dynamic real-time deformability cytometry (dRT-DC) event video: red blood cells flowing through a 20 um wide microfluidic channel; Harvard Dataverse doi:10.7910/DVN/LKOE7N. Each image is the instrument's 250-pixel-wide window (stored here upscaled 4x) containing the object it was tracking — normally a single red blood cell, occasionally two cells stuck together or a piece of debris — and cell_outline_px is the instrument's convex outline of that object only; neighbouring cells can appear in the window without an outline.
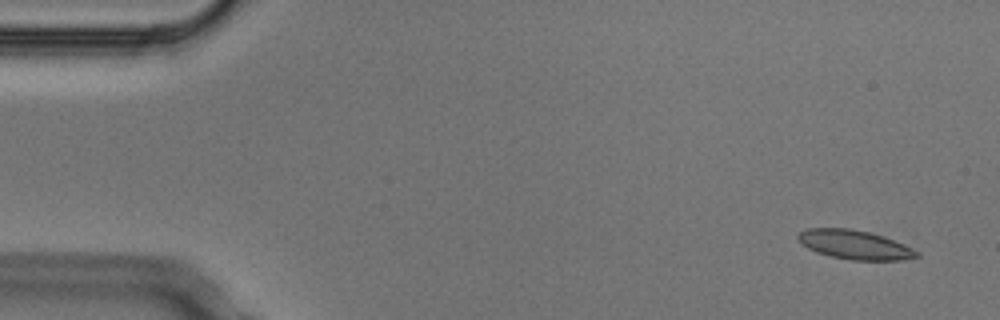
{"species": "Egyptian fruit bat (a non-hibernating species)", "species_latin": "Rousettus aegyptiacus", "temperature_condition": "cold", "stored_images_in_passage": 7, "camera_frame_rate_fps": 3000, "um_per_image_px": 0.085, "animal": {"sex": "male"}, "frame": {"image": 1, "passage_image": 1, "time_ms": 0.0, "image_size_px": [1000, 320], "cell_outline_px": [[920, 256], [900, 260], [852, 260], [832, 256], [816, 252], [808, 248], [796, 236], [800, 232], [808, 228], [852, 228], [884, 236], [904, 244], [920, 252]], "centroid_in_image_um": [72.68, 20.79], "position_along_channel_um": 12.3, "area_um2": 20.0}}
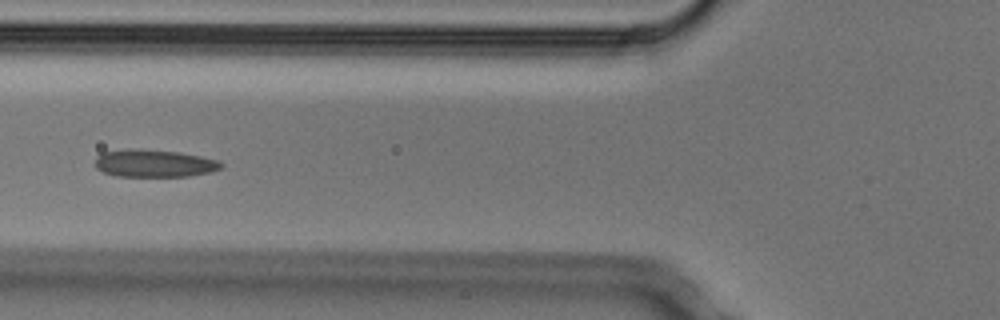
{"frame": {"image": 2, "passage_image": 5, "time_ms": 1.333, "image_size_px": [1000, 320], "cell_outline_px": [[224, 164], [220, 168], [212, 172], [188, 176], [116, 176], [104, 172], [96, 168], [96, 156], [100, 152], [128, 148], [136, 148], [180, 152], [220, 160]], "centroid_in_image_um": [13.1, 13.87], "position_along_channel_um": 112.7, "area_um2": 20.46}}
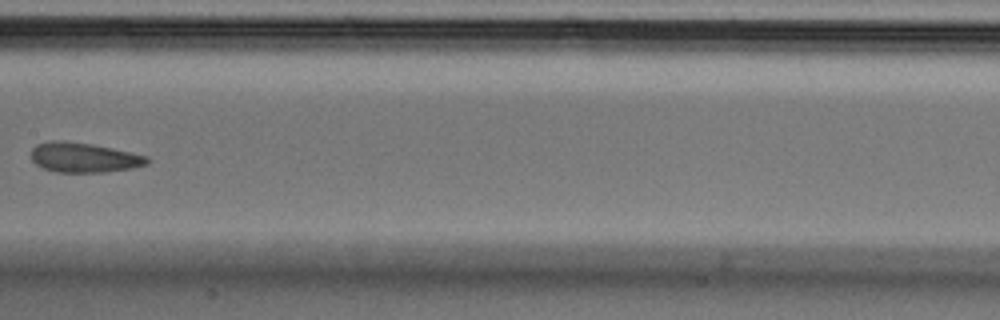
{"frame": {"image": 3, "passage_image": 7, "time_ms": 2.0, "image_size_px": [1000, 320], "cell_outline_px": [[152, 160], [148, 164], [132, 168], [108, 172], [56, 172], [44, 168], [36, 164], [32, 160], [32, 148], [36, 144], [52, 140], [64, 140], [92, 144], [112, 148], [148, 156]], "centroid_in_image_um": [7.16, 13.38], "position_along_channel_um": 200.2, "area_um2": 20.29}}